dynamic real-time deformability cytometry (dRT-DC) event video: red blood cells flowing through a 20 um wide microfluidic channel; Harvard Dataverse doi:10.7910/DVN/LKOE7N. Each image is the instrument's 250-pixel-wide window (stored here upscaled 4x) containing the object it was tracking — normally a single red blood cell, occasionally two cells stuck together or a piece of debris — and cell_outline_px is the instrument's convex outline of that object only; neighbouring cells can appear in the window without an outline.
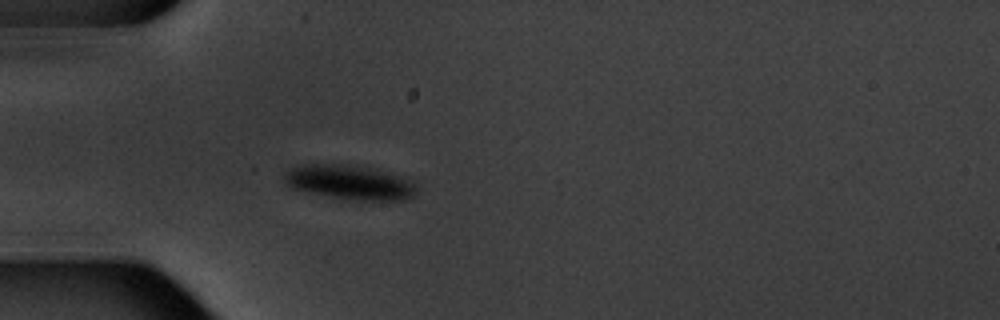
{"species": "common noctule bat (a hibernating species)", "species_latin": "Nyctalus noctula", "temperature_condition": "warm", "stored_images_in_passage": 4, "camera_frame_rate_fps": 3000, "um_per_image_px": 0.085, "animal": {"sex": "male", "body_mass_g": 20.1, "forearm_length_mm": 53.5}, "frame": {"image": 1, "passage_image": 4, "time_ms": 4.667, "image_size_px": [1000, 320], "cell_outline_px": [[416, 192], [412, 196], [404, 200], [360, 200], [332, 196], [308, 192], [288, 188], [284, 180], [284, 172], [300, 164], [348, 164], [372, 168], [392, 172], [408, 176], [416, 184]], "centroid_in_image_um": [29.76, 15.47], "position_along_channel_um": 55.2, "area_um2": 26.93}}